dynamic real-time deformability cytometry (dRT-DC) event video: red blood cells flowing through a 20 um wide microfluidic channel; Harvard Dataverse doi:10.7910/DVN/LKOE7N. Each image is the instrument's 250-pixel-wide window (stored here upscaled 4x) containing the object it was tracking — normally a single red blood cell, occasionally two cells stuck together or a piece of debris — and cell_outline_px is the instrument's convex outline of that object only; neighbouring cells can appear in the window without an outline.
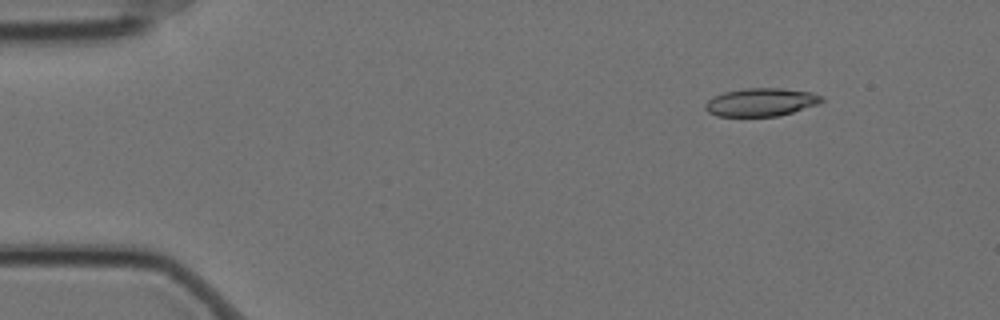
{"species": "Egyptian fruit bat (a non-hibernating species)", "species_latin": "Rousettus aegyptiacus", "temperature_condition": "cold", "stored_images_in_passage": 6, "camera_frame_rate_fps": 3000, "um_per_image_px": 0.085, "animal": {"sex": "female"}, "frame": {"image": 1, "passage_image": 2, "time_ms": 0.333, "image_size_px": [1000, 320], "cell_outline_px": [[824, 100], [820, 104], [780, 116], [716, 116], [708, 112], [704, 108], [704, 104], [708, 100], [724, 92], [744, 88], [780, 88], [812, 92], [824, 96]], "centroid_in_image_um": [64.73, 8.69], "position_along_channel_um": 20.3, "area_um2": 19.25}}
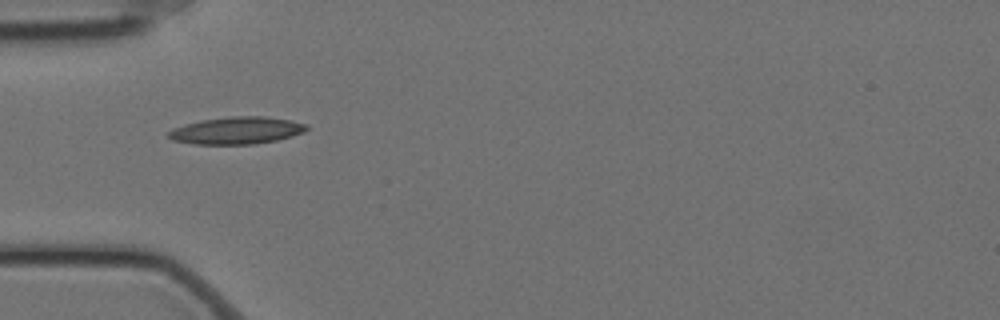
{"frame": {"image": 2, "passage_image": 5, "time_ms": 1.333, "image_size_px": [1000, 320], "cell_outline_px": [[308, 128], [304, 132], [292, 136], [276, 140], [252, 144], [196, 144], [172, 140], [168, 136], [168, 132], [172, 128], [184, 124], [200, 120], [232, 116], [264, 116], [288, 120], [308, 124]], "centroid_in_image_um": [20.1, 11.09], "position_along_channel_um": 64.9, "area_um2": 21.85}}
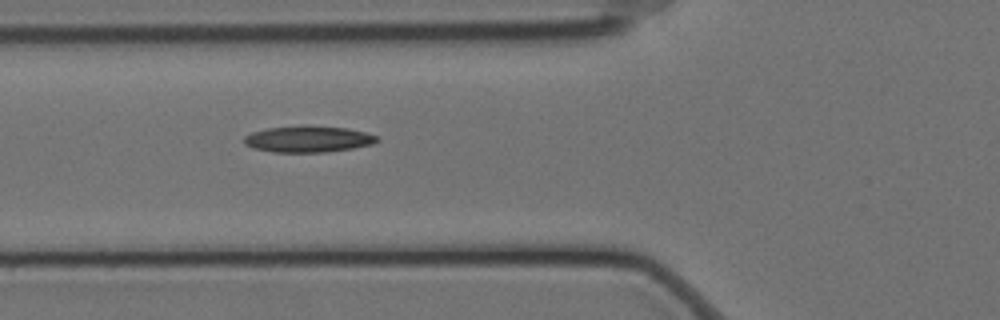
{"frame": {"image": 3, "passage_image": 6, "time_ms": 1.667, "image_size_px": [1000, 320], "cell_outline_px": [[380, 140], [372, 144], [352, 148], [328, 152], [272, 152], [252, 148], [244, 144], [244, 136], [252, 132], [268, 128], [348, 128], [380, 136]], "centroid_in_image_um": [26.2, 11.87], "position_along_channel_um": 99.6, "area_um2": 19.65}}